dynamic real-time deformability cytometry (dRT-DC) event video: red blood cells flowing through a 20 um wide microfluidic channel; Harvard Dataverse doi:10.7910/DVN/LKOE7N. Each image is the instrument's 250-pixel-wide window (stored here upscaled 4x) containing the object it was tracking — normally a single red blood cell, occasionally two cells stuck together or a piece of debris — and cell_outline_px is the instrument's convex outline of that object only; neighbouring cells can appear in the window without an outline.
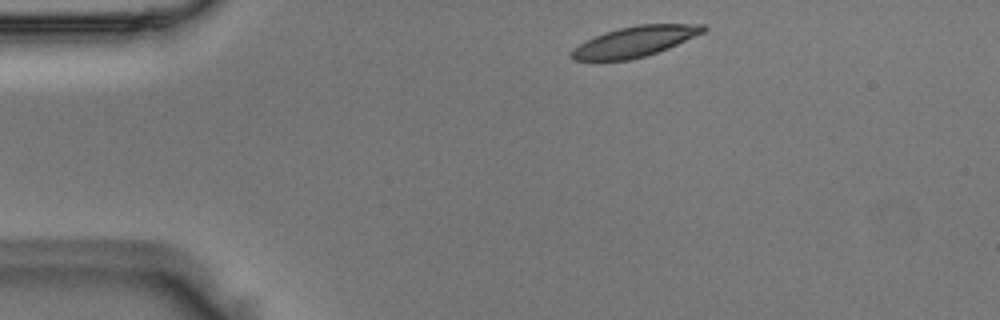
{"species": "Egyptian fruit bat (a non-hibernating species)", "species_latin": "Rousettus aegyptiacus", "temperature_condition": "room temperature", "stored_images_in_passage": 42, "camera_frame_rate_fps": 3000, "um_per_image_px": 0.085, "animal": {"sex": "male"}, "frame": {"image": 1, "passage_image": 2, "time_ms": 0.333, "image_size_px": [1000, 320], "cell_outline_px": [[708, 28], [704, 32], [668, 48], [632, 60], [572, 60], [568, 56], [580, 44], [604, 32], [636, 24], [704, 24]], "centroid_in_image_um": [53.98, 3.52], "position_along_channel_um": 31.0, "area_um2": 23.06}}
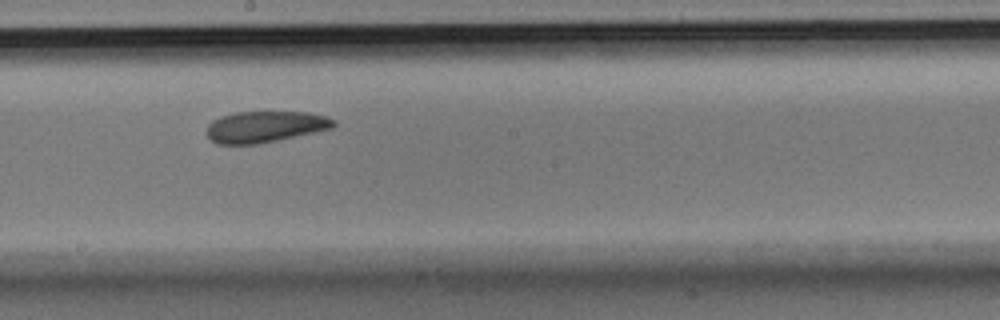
{"frame": {"image": 2, "passage_image": 21, "time_ms": 6.667, "image_size_px": [1000, 320], "cell_outline_px": [[336, 124], [332, 128], [276, 140], [256, 144], [216, 144], [208, 136], [208, 124], [212, 120], [220, 116], [236, 112], [308, 112], [324, 116], [336, 120]], "centroid_in_image_um": [22.52, 10.76], "position_along_channel_um": 225.7, "area_um2": 22.89}}
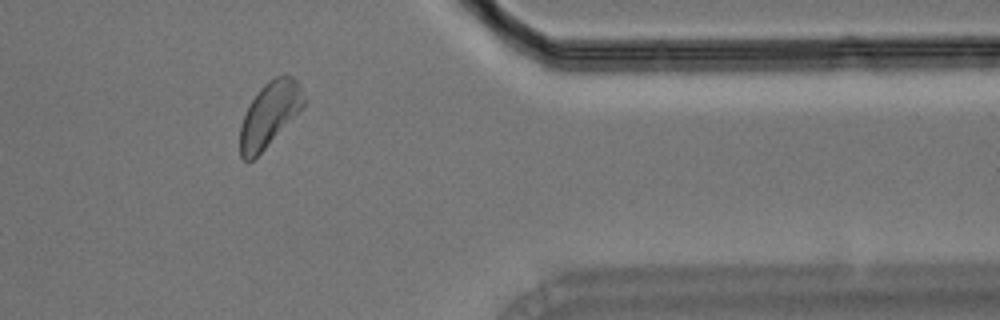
{"frame": {"image": 3, "passage_image": 35, "time_ms": 11.333, "image_size_px": [1000, 320], "cell_outline_px": [[308, 100], [264, 148], [252, 160], [244, 160], [240, 156], [240, 124], [252, 100], [260, 88], [268, 80], [276, 76], [292, 76], [300, 84]], "centroid_in_image_um": [22.91, 9.68], "position_along_channel_um": 388.5, "area_um2": 23.35}}